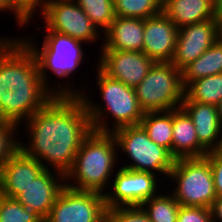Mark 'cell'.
Masks as SVG:
<instances>
[{
  "label": "cell",
  "instance_id": "12",
  "mask_svg": "<svg viewBox=\"0 0 222 222\" xmlns=\"http://www.w3.org/2000/svg\"><path fill=\"white\" fill-rule=\"evenodd\" d=\"M97 67L108 77L136 88L155 61L143 52L101 49Z\"/></svg>",
  "mask_w": 222,
  "mask_h": 222
},
{
  "label": "cell",
  "instance_id": "37",
  "mask_svg": "<svg viewBox=\"0 0 222 222\" xmlns=\"http://www.w3.org/2000/svg\"><path fill=\"white\" fill-rule=\"evenodd\" d=\"M218 20H219V34L222 38V9L217 13Z\"/></svg>",
  "mask_w": 222,
  "mask_h": 222
},
{
  "label": "cell",
  "instance_id": "8",
  "mask_svg": "<svg viewBox=\"0 0 222 222\" xmlns=\"http://www.w3.org/2000/svg\"><path fill=\"white\" fill-rule=\"evenodd\" d=\"M112 134L118 150L121 149L131 162L120 167L156 175L160 173V177L162 174L166 178L169 176L176 159L167 149L154 143L140 125L121 127Z\"/></svg>",
  "mask_w": 222,
  "mask_h": 222
},
{
  "label": "cell",
  "instance_id": "3",
  "mask_svg": "<svg viewBox=\"0 0 222 222\" xmlns=\"http://www.w3.org/2000/svg\"><path fill=\"white\" fill-rule=\"evenodd\" d=\"M118 152L120 151L111 132L92 130L84 138L72 168L65 174V185L76 190L104 194L116 172V162L122 157L121 153L117 155Z\"/></svg>",
  "mask_w": 222,
  "mask_h": 222
},
{
  "label": "cell",
  "instance_id": "13",
  "mask_svg": "<svg viewBox=\"0 0 222 222\" xmlns=\"http://www.w3.org/2000/svg\"><path fill=\"white\" fill-rule=\"evenodd\" d=\"M218 38H220L218 18L179 28L171 63L182 71L210 48Z\"/></svg>",
  "mask_w": 222,
  "mask_h": 222
},
{
  "label": "cell",
  "instance_id": "6",
  "mask_svg": "<svg viewBox=\"0 0 222 222\" xmlns=\"http://www.w3.org/2000/svg\"><path fill=\"white\" fill-rule=\"evenodd\" d=\"M135 93L144 113L179 109L185 96L182 71L171 62H155Z\"/></svg>",
  "mask_w": 222,
  "mask_h": 222
},
{
  "label": "cell",
  "instance_id": "22",
  "mask_svg": "<svg viewBox=\"0 0 222 222\" xmlns=\"http://www.w3.org/2000/svg\"><path fill=\"white\" fill-rule=\"evenodd\" d=\"M139 125L154 143L172 155V111L146 112Z\"/></svg>",
  "mask_w": 222,
  "mask_h": 222
},
{
  "label": "cell",
  "instance_id": "35",
  "mask_svg": "<svg viewBox=\"0 0 222 222\" xmlns=\"http://www.w3.org/2000/svg\"><path fill=\"white\" fill-rule=\"evenodd\" d=\"M212 5L217 11V13L222 9V0H211Z\"/></svg>",
  "mask_w": 222,
  "mask_h": 222
},
{
  "label": "cell",
  "instance_id": "23",
  "mask_svg": "<svg viewBox=\"0 0 222 222\" xmlns=\"http://www.w3.org/2000/svg\"><path fill=\"white\" fill-rule=\"evenodd\" d=\"M222 99V73L191 82L185 88L182 102H197L216 105Z\"/></svg>",
  "mask_w": 222,
  "mask_h": 222
},
{
  "label": "cell",
  "instance_id": "31",
  "mask_svg": "<svg viewBox=\"0 0 222 222\" xmlns=\"http://www.w3.org/2000/svg\"><path fill=\"white\" fill-rule=\"evenodd\" d=\"M205 157L209 160L217 197H222V154L218 151L208 152Z\"/></svg>",
  "mask_w": 222,
  "mask_h": 222
},
{
  "label": "cell",
  "instance_id": "34",
  "mask_svg": "<svg viewBox=\"0 0 222 222\" xmlns=\"http://www.w3.org/2000/svg\"><path fill=\"white\" fill-rule=\"evenodd\" d=\"M210 209L212 222H222V197H217Z\"/></svg>",
  "mask_w": 222,
  "mask_h": 222
},
{
  "label": "cell",
  "instance_id": "39",
  "mask_svg": "<svg viewBox=\"0 0 222 222\" xmlns=\"http://www.w3.org/2000/svg\"><path fill=\"white\" fill-rule=\"evenodd\" d=\"M171 0H158V2H159V5L161 6V7H163L164 5H166L168 2H170Z\"/></svg>",
  "mask_w": 222,
  "mask_h": 222
},
{
  "label": "cell",
  "instance_id": "14",
  "mask_svg": "<svg viewBox=\"0 0 222 222\" xmlns=\"http://www.w3.org/2000/svg\"><path fill=\"white\" fill-rule=\"evenodd\" d=\"M64 186L63 173L44 169L15 199L45 220Z\"/></svg>",
  "mask_w": 222,
  "mask_h": 222
},
{
  "label": "cell",
  "instance_id": "9",
  "mask_svg": "<svg viewBox=\"0 0 222 222\" xmlns=\"http://www.w3.org/2000/svg\"><path fill=\"white\" fill-rule=\"evenodd\" d=\"M39 14L45 23V30L68 35L86 44L96 41L98 44V39L103 37L74 0H48L38 17Z\"/></svg>",
  "mask_w": 222,
  "mask_h": 222
},
{
  "label": "cell",
  "instance_id": "40",
  "mask_svg": "<svg viewBox=\"0 0 222 222\" xmlns=\"http://www.w3.org/2000/svg\"><path fill=\"white\" fill-rule=\"evenodd\" d=\"M220 154H222V138H221V143H220V146L217 150Z\"/></svg>",
  "mask_w": 222,
  "mask_h": 222
},
{
  "label": "cell",
  "instance_id": "5",
  "mask_svg": "<svg viewBox=\"0 0 222 222\" xmlns=\"http://www.w3.org/2000/svg\"><path fill=\"white\" fill-rule=\"evenodd\" d=\"M44 31H46V33L43 34L45 36H43L44 41H42V46H37L39 42L35 44L33 39L29 37V40L25 37L23 38V41L36 56L42 82L55 96H79L84 89L76 90L75 86H72L75 85V83L67 85L66 79L76 72L77 68L79 69L80 64H83L82 61L85 57V51H83L82 44L85 42L51 30ZM49 73H54L57 78L63 80L66 77L65 85L62 82L61 84L58 83L57 87H50L49 84L52 85V83H48V79L50 78Z\"/></svg>",
  "mask_w": 222,
  "mask_h": 222
},
{
  "label": "cell",
  "instance_id": "36",
  "mask_svg": "<svg viewBox=\"0 0 222 222\" xmlns=\"http://www.w3.org/2000/svg\"><path fill=\"white\" fill-rule=\"evenodd\" d=\"M217 113L222 124V99L216 104Z\"/></svg>",
  "mask_w": 222,
  "mask_h": 222
},
{
  "label": "cell",
  "instance_id": "30",
  "mask_svg": "<svg viewBox=\"0 0 222 222\" xmlns=\"http://www.w3.org/2000/svg\"><path fill=\"white\" fill-rule=\"evenodd\" d=\"M177 222H212L210 208L180 206Z\"/></svg>",
  "mask_w": 222,
  "mask_h": 222
},
{
  "label": "cell",
  "instance_id": "17",
  "mask_svg": "<svg viewBox=\"0 0 222 222\" xmlns=\"http://www.w3.org/2000/svg\"><path fill=\"white\" fill-rule=\"evenodd\" d=\"M181 108L192 119L199 143L208 151H217L222 138V124L216 105L182 102Z\"/></svg>",
  "mask_w": 222,
  "mask_h": 222
},
{
  "label": "cell",
  "instance_id": "15",
  "mask_svg": "<svg viewBox=\"0 0 222 222\" xmlns=\"http://www.w3.org/2000/svg\"><path fill=\"white\" fill-rule=\"evenodd\" d=\"M178 30L163 12L144 19L143 53L155 62H171Z\"/></svg>",
  "mask_w": 222,
  "mask_h": 222
},
{
  "label": "cell",
  "instance_id": "20",
  "mask_svg": "<svg viewBox=\"0 0 222 222\" xmlns=\"http://www.w3.org/2000/svg\"><path fill=\"white\" fill-rule=\"evenodd\" d=\"M162 12L178 27L218 18L211 0H171Z\"/></svg>",
  "mask_w": 222,
  "mask_h": 222
},
{
  "label": "cell",
  "instance_id": "41",
  "mask_svg": "<svg viewBox=\"0 0 222 222\" xmlns=\"http://www.w3.org/2000/svg\"><path fill=\"white\" fill-rule=\"evenodd\" d=\"M104 222H111L108 218Z\"/></svg>",
  "mask_w": 222,
  "mask_h": 222
},
{
  "label": "cell",
  "instance_id": "11",
  "mask_svg": "<svg viewBox=\"0 0 222 222\" xmlns=\"http://www.w3.org/2000/svg\"><path fill=\"white\" fill-rule=\"evenodd\" d=\"M157 176L151 172L118 168L111 180L113 183H110L112 192L104 193L107 209L120 206H140L149 198L158 195L161 192L159 190L161 186L158 187L157 182L160 183L158 179L161 177Z\"/></svg>",
  "mask_w": 222,
  "mask_h": 222
},
{
  "label": "cell",
  "instance_id": "27",
  "mask_svg": "<svg viewBox=\"0 0 222 222\" xmlns=\"http://www.w3.org/2000/svg\"><path fill=\"white\" fill-rule=\"evenodd\" d=\"M0 222H44L15 198L0 195Z\"/></svg>",
  "mask_w": 222,
  "mask_h": 222
},
{
  "label": "cell",
  "instance_id": "24",
  "mask_svg": "<svg viewBox=\"0 0 222 222\" xmlns=\"http://www.w3.org/2000/svg\"><path fill=\"white\" fill-rule=\"evenodd\" d=\"M140 206L151 222H177L180 205L169 192L149 198Z\"/></svg>",
  "mask_w": 222,
  "mask_h": 222
},
{
  "label": "cell",
  "instance_id": "1",
  "mask_svg": "<svg viewBox=\"0 0 222 222\" xmlns=\"http://www.w3.org/2000/svg\"><path fill=\"white\" fill-rule=\"evenodd\" d=\"M24 123L30 140L25 144L19 142V148L45 169L52 167L64 175L72 168L84 138L92 131L80 96H54Z\"/></svg>",
  "mask_w": 222,
  "mask_h": 222
},
{
  "label": "cell",
  "instance_id": "33",
  "mask_svg": "<svg viewBox=\"0 0 222 222\" xmlns=\"http://www.w3.org/2000/svg\"><path fill=\"white\" fill-rule=\"evenodd\" d=\"M13 12L16 18L15 21L18 23V27L26 26L29 23V19L16 7L13 0H0V12Z\"/></svg>",
  "mask_w": 222,
  "mask_h": 222
},
{
  "label": "cell",
  "instance_id": "2",
  "mask_svg": "<svg viewBox=\"0 0 222 222\" xmlns=\"http://www.w3.org/2000/svg\"><path fill=\"white\" fill-rule=\"evenodd\" d=\"M54 96L42 82L36 56L23 39L0 37V110L8 121L24 124Z\"/></svg>",
  "mask_w": 222,
  "mask_h": 222
},
{
  "label": "cell",
  "instance_id": "16",
  "mask_svg": "<svg viewBox=\"0 0 222 222\" xmlns=\"http://www.w3.org/2000/svg\"><path fill=\"white\" fill-rule=\"evenodd\" d=\"M42 164L20 148L0 171V195L15 198L44 170Z\"/></svg>",
  "mask_w": 222,
  "mask_h": 222
},
{
  "label": "cell",
  "instance_id": "32",
  "mask_svg": "<svg viewBox=\"0 0 222 222\" xmlns=\"http://www.w3.org/2000/svg\"><path fill=\"white\" fill-rule=\"evenodd\" d=\"M47 1L48 0H13V3L29 19L30 22L34 20V14L36 16V13L38 14L39 9L41 10Z\"/></svg>",
  "mask_w": 222,
  "mask_h": 222
},
{
  "label": "cell",
  "instance_id": "7",
  "mask_svg": "<svg viewBox=\"0 0 222 222\" xmlns=\"http://www.w3.org/2000/svg\"><path fill=\"white\" fill-rule=\"evenodd\" d=\"M168 178L176 185L169 193L180 206L211 208L217 198L206 157L176 159Z\"/></svg>",
  "mask_w": 222,
  "mask_h": 222
},
{
  "label": "cell",
  "instance_id": "25",
  "mask_svg": "<svg viewBox=\"0 0 222 222\" xmlns=\"http://www.w3.org/2000/svg\"><path fill=\"white\" fill-rule=\"evenodd\" d=\"M103 34L116 17L113 0H74ZM103 29V30H102Z\"/></svg>",
  "mask_w": 222,
  "mask_h": 222
},
{
  "label": "cell",
  "instance_id": "29",
  "mask_svg": "<svg viewBox=\"0 0 222 222\" xmlns=\"http://www.w3.org/2000/svg\"><path fill=\"white\" fill-rule=\"evenodd\" d=\"M111 222H151L141 206H120L108 209Z\"/></svg>",
  "mask_w": 222,
  "mask_h": 222
},
{
  "label": "cell",
  "instance_id": "21",
  "mask_svg": "<svg viewBox=\"0 0 222 222\" xmlns=\"http://www.w3.org/2000/svg\"><path fill=\"white\" fill-rule=\"evenodd\" d=\"M222 73V38L208 48L200 57L182 70V84L186 88L191 82Z\"/></svg>",
  "mask_w": 222,
  "mask_h": 222
},
{
  "label": "cell",
  "instance_id": "38",
  "mask_svg": "<svg viewBox=\"0 0 222 222\" xmlns=\"http://www.w3.org/2000/svg\"><path fill=\"white\" fill-rule=\"evenodd\" d=\"M8 123V119L3 115L2 111L0 110V127L5 126Z\"/></svg>",
  "mask_w": 222,
  "mask_h": 222
},
{
  "label": "cell",
  "instance_id": "4",
  "mask_svg": "<svg viewBox=\"0 0 222 222\" xmlns=\"http://www.w3.org/2000/svg\"><path fill=\"white\" fill-rule=\"evenodd\" d=\"M96 68V83L104 103L102 105L95 103L93 98L86 96V92L79 95L86 106L92 130L112 133L121 127L139 125L144 112L138 104L135 89L108 77L98 67ZM110 117L114 120L112 126L107 122Z\"/></svg>",
  "mask_w": 222,
  "mask_h": 222
},
{
  "label": "cell",
  "instance_id": "19",
  "mask_svg": "<svg viewBox=\"0 0 222 222\" xmlns=\"http://www.w3.org/2000/svg\"><path fill=\"white\" fill-rule=\"evenodd\" d=\"M172 156L175 159L205 157L208 151L199 143L192 119L182 109L172 110Z\"/></svg>",
  "mask_w": 222,
  "mask_h": 222
},
{
  "label": "cell",
  "instance_id": "18",
  "mask_svg": "<svg viewBox=\"0 0 222 222\" xmlns=\"http://www.w3.org/2000/svg\"><path fill=\"white\" fill-rule=\"evenodd\" d=\"M144 19L116 16L102 34L100 49L143 52Z\"/></svg>",
  "mask_w": 222,
  "mask_h": 222
},
{
  "label": "cell",
  "instance_id": "28",
  "mask_svg": "<svg viewBox=\"0 0 222 222\" xmlns=\"http://www.w3.org/2000/svg\"><path fill=\"white\" fill-rule=\"evenodd\" d=\"M19 126L13 122L0 127V171L7 160L18 150L19 140L17 129Z\"/></svg>",
  "mask_w": 222,
  "mask_h": 222
},
{
  "label": "cell",
  "instance_id": "26",
  "mask_svg": "<svg viewBox=\"0 0 222 222\" xmlns=\"http://www.w3.org/2000/svg\"><path fill=\"white\" fill-rule=\"evenodd\" d=\"M115 15L147 19L162 12L158 0H113Z\"/></svg>",
  "mask_w": 222,
  "mask_h": 222
},
{
  "label": "cell",
  "instance_id": "10",
  "mask_svg": "<svg viewBox=\"0 0 222 222\" xmlns=\"http://www.w3.org/2000/svg\"><path fill=\"white\" fill-rule=\"evenodd\" d=\"M107 218L104 194L65 185L44 222H104Z\"/></svg>",
  "mask_w": 222,
  "mask_h": 222
}]
</instances>
